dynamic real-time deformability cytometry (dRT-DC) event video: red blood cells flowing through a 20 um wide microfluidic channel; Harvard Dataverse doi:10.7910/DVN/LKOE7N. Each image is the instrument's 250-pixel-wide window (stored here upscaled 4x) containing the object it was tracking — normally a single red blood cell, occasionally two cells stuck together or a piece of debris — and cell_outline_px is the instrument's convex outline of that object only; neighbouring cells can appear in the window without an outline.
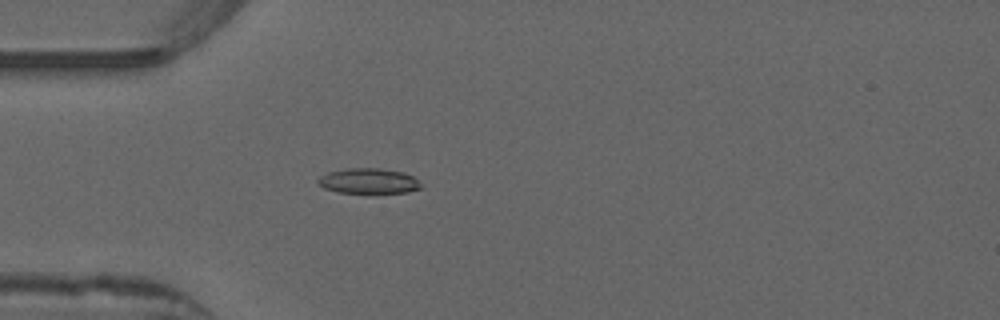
{"species": "common noctule bat (a hibernating species)", "species_latin": "Nyctalus noctula", "temperature_condition": "warm", "stored_images_in_passage": 35, "camera_frame_rate_fps": 3000, "um_per_image_px": 0.085, "animal": {"sex": "male", "forearm_length_mm": 52.5}, "frame": {"image": 1, "passage_image": 5, "time_ms": 1.333, "image_size_px": [1000, 320], "cell_outline_px": [[420, 188], [408, 192], [336, 192], [324, 188], [316, 184], [316, 180], [320, 176], [328, 172], [348, 168], [380, 168], [404, 172], [412, 176], [420, 184]], "centroid_in_image_um": [31.27, 15.37], "position_along_channel_um": 53.7, "area_um2": 15.03}}
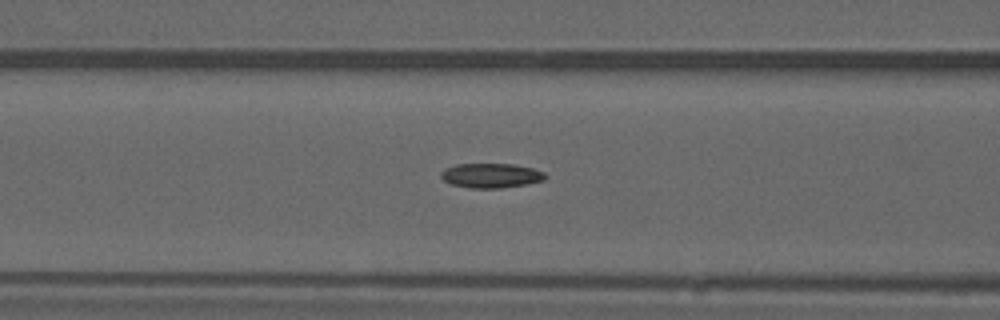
{"frame": {"image": 2, "passage_image": 11, "time_ms": 3.333, "image_size_px": [1000, 320], "cell_outline_px": [[548, 176], [544, 180], [528, 184], [500, 188], [468, 188], [452, 184], [444, 180], [440, 176], [440, 172], [444, 168], [456, 164], [516, 164], [532, 168], [544, 172]], "centroid_in_image_um": [41.74, 14.92], "position_along_channel_um": 124.9, "area_um2": 15.09}}
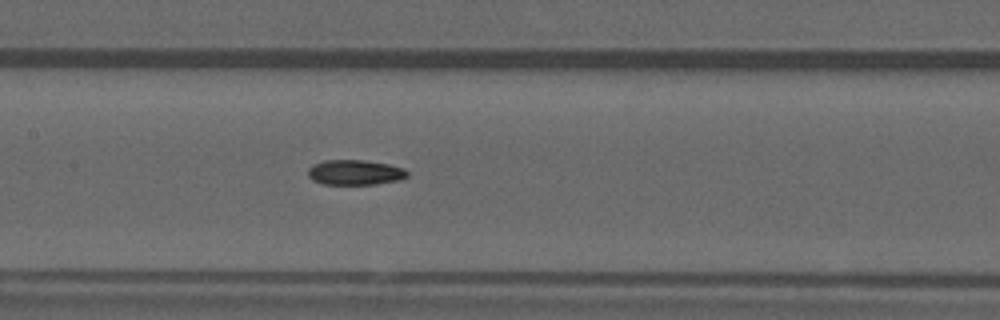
{"frame": {"image": 3, "passage_image": 15, "time_ms": 4.667, "image_size_px": [1000, 320], "cell_outline_px": [[408, 176], [400, 180], [376, 184], [320, 184], [312, 180], [308, 176], [308, 168], [312, 164], [324, 160], [364, 160], [388, 164], [404, 168], [408, 172]], "centroid_in_image_um": [30.16, 14.65], "position_along_channel_um": 177.2, "area_um2": 14.68}}